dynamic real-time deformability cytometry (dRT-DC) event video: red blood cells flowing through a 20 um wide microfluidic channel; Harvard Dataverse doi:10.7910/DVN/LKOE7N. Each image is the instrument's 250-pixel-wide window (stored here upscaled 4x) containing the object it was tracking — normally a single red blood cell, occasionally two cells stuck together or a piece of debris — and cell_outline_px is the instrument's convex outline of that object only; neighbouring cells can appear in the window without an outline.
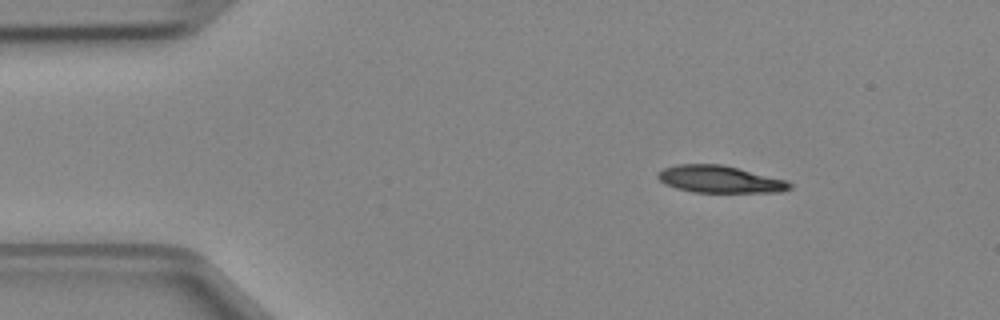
{"species": "Egyptian fruit bat (a non-hibernating species)", "species_latin": "Rousettus aegyptiacus", "temperature_condition": "cold", "stored_images_in_passage": 3, "camera_frame_rate_fps": 3000, "um_per_image_px": 0.085, "animal": {"sex": "female"}, "frame": {"image": 1, "passage_image": 1, "time_ms": 0.0, "image_size_px": [1000, 320], "cell_outline_px": [[792, 188], [780, 192], [692, 192], [676, 188], [660, 180], [656, 176], [656, 172], [664, 168], [676, 164], [724, 164], [788, 180], [792, 184]], "centroid_in_image_um": [61.21, 15.23], "position_along_channel_um": 23.8, "area_um2": 21.04}}
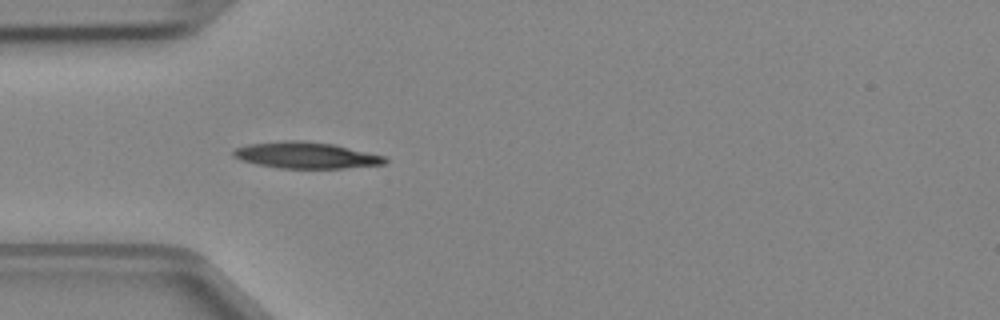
{"frame": {"image": 2, "passage_image": 3, "time_ms": 0.667, "image_size_px": [1000, 320], "cell_outline_px": [[388, 160], [384, 164], [344, 168], [280, 168], [256, 164], [240, 160], [232, 156], [232, 152], [236, 148], [248, 144], [284, 140], [304, 140], [332, 144], [388, 156]], "centroid_in_image_um": [26.02, 13.19], "position_along_channel_um": 59.0, "area_um2": 23.41}}